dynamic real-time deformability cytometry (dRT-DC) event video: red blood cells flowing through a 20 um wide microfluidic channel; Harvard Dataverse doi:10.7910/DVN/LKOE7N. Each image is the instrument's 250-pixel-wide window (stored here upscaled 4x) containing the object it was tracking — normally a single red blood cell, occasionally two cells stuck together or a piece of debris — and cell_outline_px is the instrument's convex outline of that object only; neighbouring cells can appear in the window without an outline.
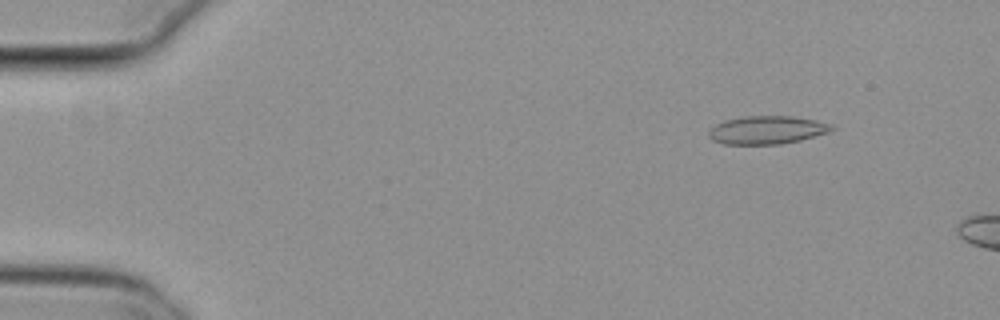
{"species": "common noctule bat (a hibernating species)", "species_latin": "Nyctalus noctula", "temperature_condition": "cold", "stored_images_in_passage": 12, "camera_frame_rate_fps": 3000, "um_per_image_px": 0.085, "animal": {"sex": "female", "body_mass_g": 29.2, "forearm_length_mm": 56.3}, "frame": {"image": 1, "passage_image": 7, "time_ms": 2.0, "image_size_px": [1000, 320], "cell_outline_px": [[836, 128], [828, 132], [800, 140], [780, 144], [724, 144], [712, 140], [708, 136], [708, 132], [716, 124], [724, 120], [744, 116], [792, 116], [816, 120], [832, 124]], "centroid_in_image_um": [65.19, 11.04], "position_along_channel_um": 19.8, "area_um2": 20.17}}